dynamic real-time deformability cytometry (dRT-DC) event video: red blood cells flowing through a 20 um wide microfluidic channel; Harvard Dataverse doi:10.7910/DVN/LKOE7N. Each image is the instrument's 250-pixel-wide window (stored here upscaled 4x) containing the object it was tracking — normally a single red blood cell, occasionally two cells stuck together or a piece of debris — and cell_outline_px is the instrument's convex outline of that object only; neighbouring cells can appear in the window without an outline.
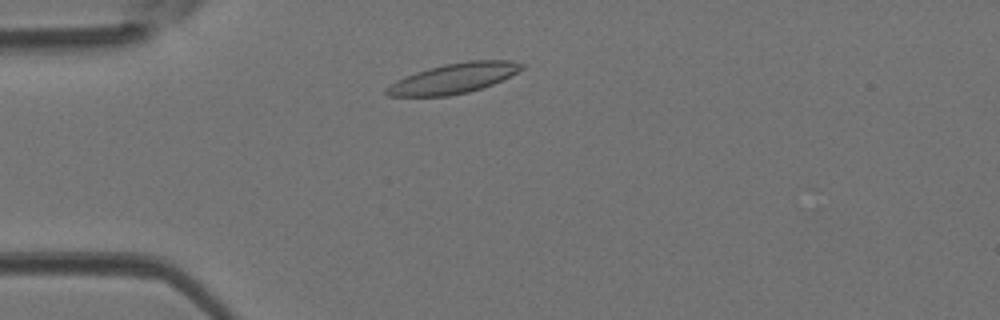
{"species": "Egyptian fruit bat (a non-hibernating species)", "species_latin": "Rousettus aegyptiacus", "temperature_condition": "room temperature", "stored_images_in_passage": 41, "camera_frame_rate_fps": 3000, "um_per_image_px": 0.085, "animal": {"sex": "female"}, "frame": {"image": 1, "passage_image": 6, "time_ms": 1.667, "image_size_px": [1000, 320], "cell_outline_px": [[524, 68], [492, 84], [468, 92], [448, 96], [388, 96], [384, 92], [384, 88], [396, 80], [416, 72], [428, 68], [444, 64], [468, 60], [512, 60], [524, 64]], "centroid_in_image_um": [38.52, 6.65], "position_along_channel_um": 46.5, "area_um2": 23.58}}
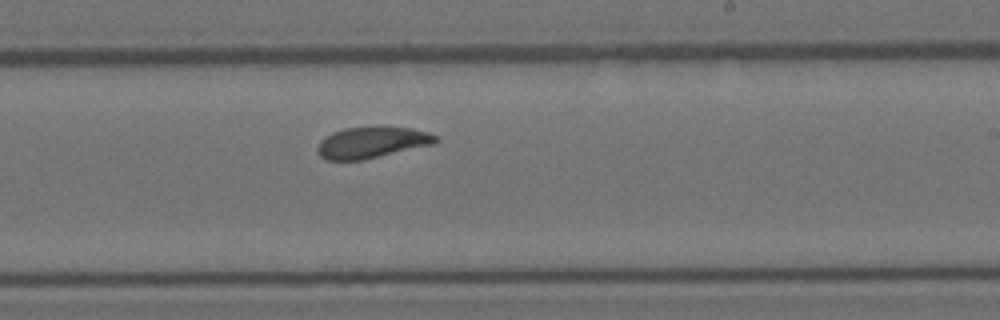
{"frame": {"image": 2, "passage_image": 22, "time_ms": 7.0, "image_size_px": [1000, 320], "cell_outline_px": [[440, 140], [432, 144], [364, 160], [328, 160], [320, 156], [316, 148], [320, 140], [324, 136], [332, 132], [344, 128], [380, 124], [384, 124], [412, 128], [428, 132], [436, 136]], "centroid_in_image_um": [31.6, 12.06], "position_along_channel_um": 257.4, "area_um2": 22.25}}
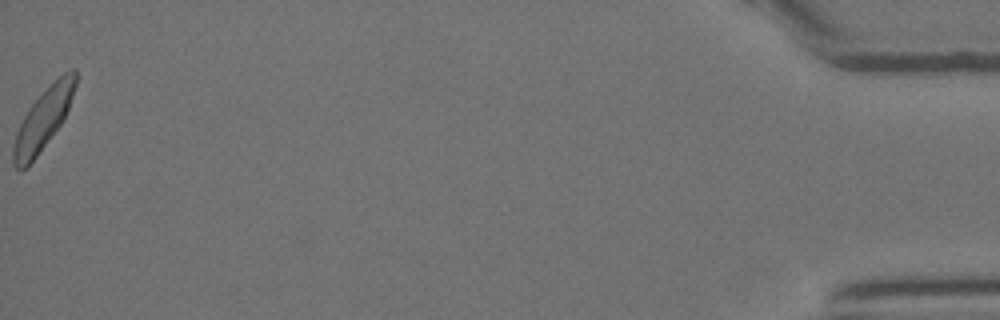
{"frame": {"image": 3, "passage_image": 41, "time_ms": 13.333, "image_size_px": [1000, 320], "cell_outline_px": [[76, 84], [68, 108], [60, 124], [28, 168], [20, 172], [12, 164], [12, 148], [16, 132], [24, 116], [32, 104], [64, 72], [72, 68], [76, 68]], "centroid_in_image_um": [3.63, 10.22], "position_along_channel_um": 431.6, "area_um2": 21.62}}